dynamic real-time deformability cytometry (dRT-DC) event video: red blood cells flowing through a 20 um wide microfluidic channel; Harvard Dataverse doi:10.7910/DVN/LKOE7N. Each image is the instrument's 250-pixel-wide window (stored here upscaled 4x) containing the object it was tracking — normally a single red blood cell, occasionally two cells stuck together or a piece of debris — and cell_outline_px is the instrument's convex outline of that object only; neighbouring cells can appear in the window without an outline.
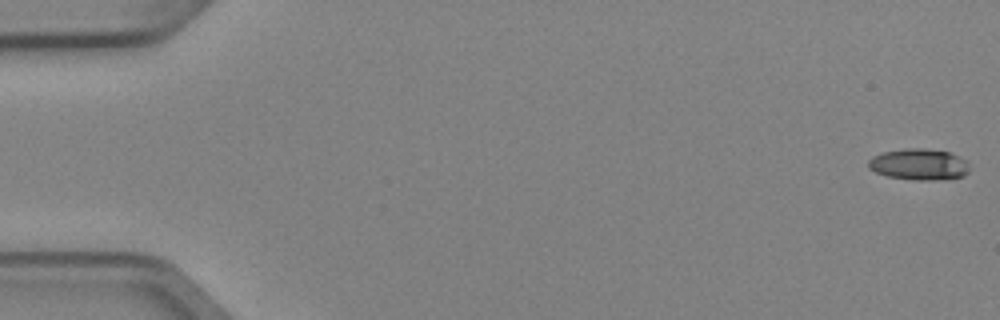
{"species": "Egyptian fruit bat (a non-hibernating species)", "species_latin": "Rousettus aegyptiacus", "temperature_condition": "cold", "stored_images_in_passage": 5, "camera_frame_rate_fps": 3000, "um_per_image_px": 0.085, "animal": {"sex": "female"}, "frame": {"image": 1, "passage_image": 1, "time_ms": 0.0, "image_size_px": [1000, 320], "cell_outline_px": [[968, 172], [964, 176], [932, 180], [912, 180], [888, 176], [876, 172], [868, 168], [868, 160], [872, 156], [884, 152], [904, 148], [920, 148], [948, 152], [964, 160], [968, 168]], "centroid_in_image_um": [78.05, 13.97], "position_along_channel_um": 6.9, "area_um2": 18.15}}